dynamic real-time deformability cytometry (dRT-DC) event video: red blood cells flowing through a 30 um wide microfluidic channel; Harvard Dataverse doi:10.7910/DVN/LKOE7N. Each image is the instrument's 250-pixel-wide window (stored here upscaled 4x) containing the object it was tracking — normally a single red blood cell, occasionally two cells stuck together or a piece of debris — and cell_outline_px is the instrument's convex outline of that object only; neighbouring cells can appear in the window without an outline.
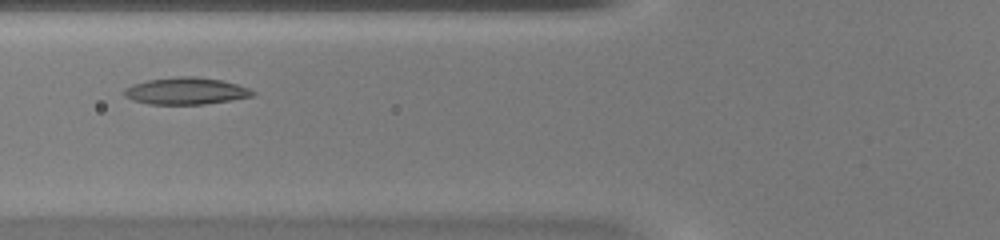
{"species": "common noctule bat (a hibernating species)", "species_latin": "Nyctalus noctula", "temperature_condition": "warm", "stored_images_in_passage": 39, "camera_frame_rate_fps": 3000, "um_per_image_px": 0.085, "animal": {"sex": "female", "body_mass_g": 20.0, "forearm_length_mm": 54.0}, "frame": {"image": 1, "passage_image": 10, "time_ms": 3.0, "image_size_px": [1000, 240], "cell_outline_px": [[256, 92], [252, 96], [232, 100], [204, 104], [148, 104], [132, 100], [124, 96], [124, 88], [132, 84], [148, 80], [180, 76], [196, 76], [220, 80], [236, 84], [248, 88]], "centroid_in_image_um": [15.78, 7.73], "position_along_channel_um": 110.0, "area_um2": 20.11}}
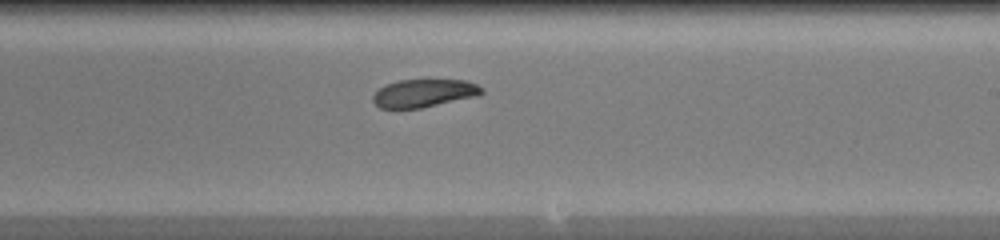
{"frame": {"image": 2, "passage_image": 20, "time_ms": 6.333, "image_size_px": [1000, 240], "cell_outline_px": [[484, 92], [480, 96], [420, 108], [380, 108], [372, 100], [372, 96], [384, 84], [400, 80], [468, 80], [484, 88]], "centroid_in_image_um": [36.08, 7.91], "position_along_channel_um": 252.9, "area_um2": 17.86}}
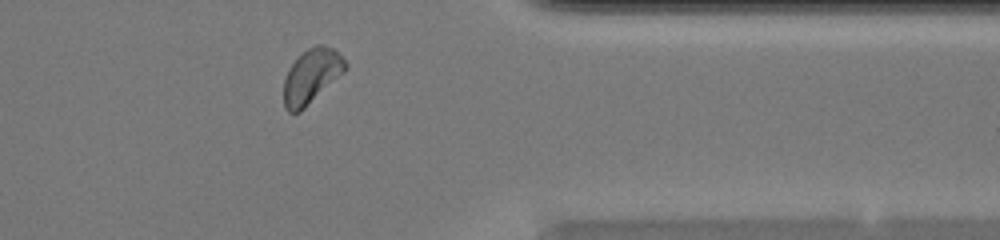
{"frame": {"image": 3, "passage_image": 30, "time_ms": 9.667, "image_size_px": [1000, 240], "cell_outline_px": [[348, 68], [344, 72], [300, 112], [288, 112], [284, 108], [284, 80], [288, 68], [308, 48], [316, 44], [324, 44], [332, 48], [348, 64]], "centroid_in_image_um": [26.47, 6.47], "position_along_channel_um": 384.9, "area_um2": 19.31}}